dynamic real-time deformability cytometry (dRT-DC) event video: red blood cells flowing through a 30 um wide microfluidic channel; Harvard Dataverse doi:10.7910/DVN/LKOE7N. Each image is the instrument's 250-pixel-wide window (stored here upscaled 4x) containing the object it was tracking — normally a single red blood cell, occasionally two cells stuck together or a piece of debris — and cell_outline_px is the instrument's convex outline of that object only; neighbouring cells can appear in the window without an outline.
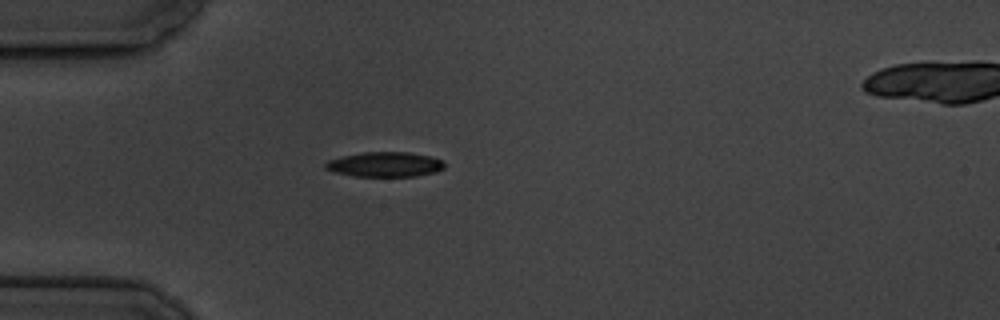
{"species": "common noctule bat (a hibernating species)", "species_latin": "Nyctalus noctula", "temperature_condition": "cold", "stored_images_in_passage": 5, "camera_frame_rate_fps": 3000, "um_per_image_px": 0.085, "animal": {"sex": "male", "body_mass_g": 19.5, "forearm_length_mm": 54.6}, "frame": {"image": 1, "passage_image": 4, "time_ms": 3.333, "image_size_px": [1000, 320], "cell_outline_px": [[444, 168], [436, 172], [416, 176], [352, 176], [332, 172], [324, 168], [324, 164], [328, 160], [340, 156], [360, 152], [408, 152], [428, 156], [444, 160]], "centroid_in_image_um": [32.67, 13.97], "position_along_channel_um": 52.3, "area_um2": 17.46}}